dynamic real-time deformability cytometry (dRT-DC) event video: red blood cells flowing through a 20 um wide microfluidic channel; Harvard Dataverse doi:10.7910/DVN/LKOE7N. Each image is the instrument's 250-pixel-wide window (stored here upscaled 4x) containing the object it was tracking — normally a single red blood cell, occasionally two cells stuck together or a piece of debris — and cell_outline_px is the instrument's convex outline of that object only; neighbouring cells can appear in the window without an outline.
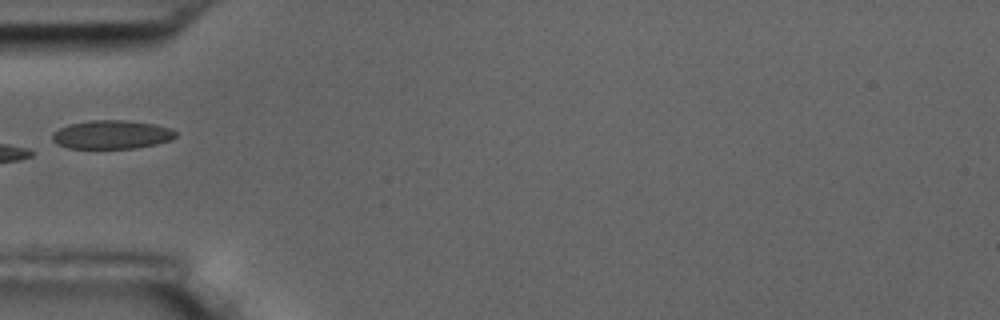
{"species": "common noctule bat (a hibernating species)", "species_latin": "Nyctalus noctula", "temperature_condition": "room temperature", "stored_images_in_passage": 3, "camera_frame_rate_fps": 3000, "um_per_image_px": 0.085, "animal": {"sex": "male", "body_mass_g": 17.5, "forearm_length_mm": 52.3}, "frame": {"image": 1, "passage_image": 1, "time_ms": 0.0, "image_size_px": [1000, 320], "cell_outline_px": [[176, 136], [168, 140], [156, 144], [136, 148], [68, 148], [56, 144], [52, 140], [52, 132], [68, 124], [92, 120], [128, 120], [156, 124], [168, 128], [176, 132]], "centroid_in_image_um": [9.45, 11.43], "position_along_channel_um": 75.5, "area_um2": 20.58}}